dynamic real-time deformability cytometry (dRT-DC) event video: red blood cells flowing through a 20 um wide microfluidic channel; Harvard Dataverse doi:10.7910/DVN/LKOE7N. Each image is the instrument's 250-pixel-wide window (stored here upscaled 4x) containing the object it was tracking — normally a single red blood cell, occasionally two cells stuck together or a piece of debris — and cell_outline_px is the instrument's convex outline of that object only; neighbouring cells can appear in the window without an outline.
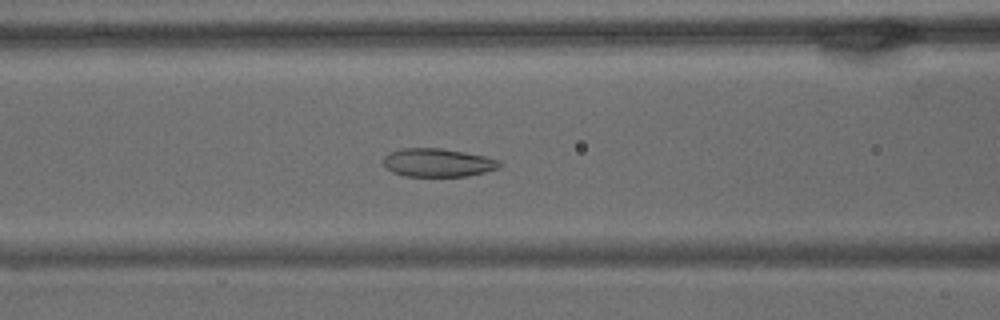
{"species": "common noctule bat (a hibernating species)", "species_latin": "Nyctalus noctula", "temperature_condition": "warm", "stored_images_in_passage": 59, "camera_frame_rate_fps": 3000, "um_per_image_px": 0.085, "animal": {"sex": "male", "body_mass_g": 15.6}, "frame": {"image": 1, "passage_image": 24, "time_ms": 7.667, "image_size_px": [1000, 320], "cell_outline_px": [[500, 168], [468, 176], [404, 176], [392, 172], [384, 164], [384, 156], [388, 152], [404, 148], [440, 148], [464, 152], [484, 156], [500, 160]], "centroid_in_image_um": [37.21, 13.82], "position_along_channel_um": 129.4, "area_um2": 19.13}}
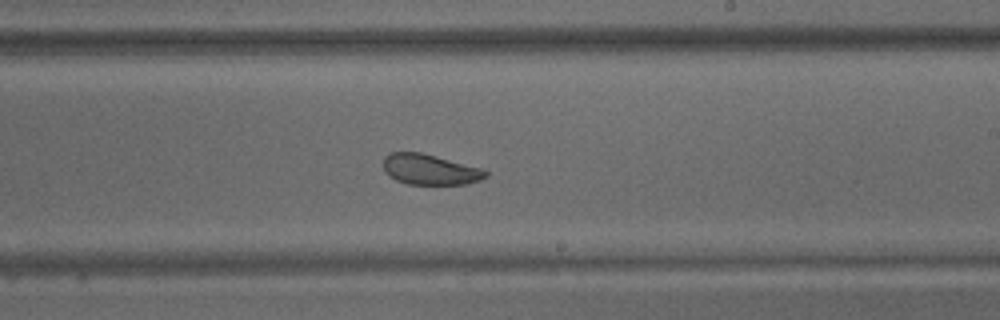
{"frame": {"image": 2, "passage_image": 35, "time_ms": 11.333, "image_size_px": [1000, 320], "cell_outline_px": [[488, 176], [480, 180], [464, 184], [408, 184], [396, 180], [388, 176], [384, 172], [384, 156], [392, 152], [420, 152], [484, 168], [488, 172]], "centroid_in_image_um": [36.56, 14.4], "position_along_channel_um": 252.4, "area_um2": 18.32}}
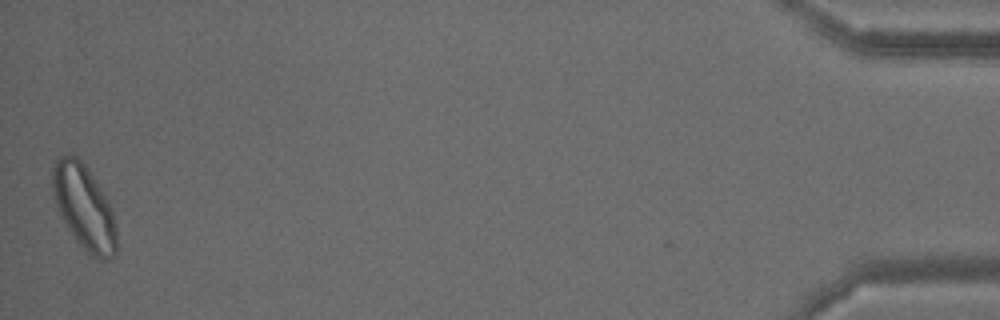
{"frame": {"image": 3, "passage_image": 59, "time_ms": 19.333, "image_size_px": [1000, 320], "cell_outline_px": [[116, 252], [108, 260], [96, 260], [88, 256], [76, 240], [60, 216], [52, 192], [52, 164], [60, 156], [68, 152], [80, 156], [108, 200], [112, 212], [116, 228]], "centroid_in_image_um": [7.12, 17.59], "position_along_channel_um": 428.1, "area_um2": 32.08}, "authors_computed_cell_mechanics": {"area_um2": 23.8136, "velocity_mm_per_s": 3.3584, "shape_relaxation_time_tau1_ms": 5.9059, "shape_relaxation_time_tau2_ms": 2.7655, "deformation_change_tau1": 0.119, "deformation_change_tau2": 0.0878}}